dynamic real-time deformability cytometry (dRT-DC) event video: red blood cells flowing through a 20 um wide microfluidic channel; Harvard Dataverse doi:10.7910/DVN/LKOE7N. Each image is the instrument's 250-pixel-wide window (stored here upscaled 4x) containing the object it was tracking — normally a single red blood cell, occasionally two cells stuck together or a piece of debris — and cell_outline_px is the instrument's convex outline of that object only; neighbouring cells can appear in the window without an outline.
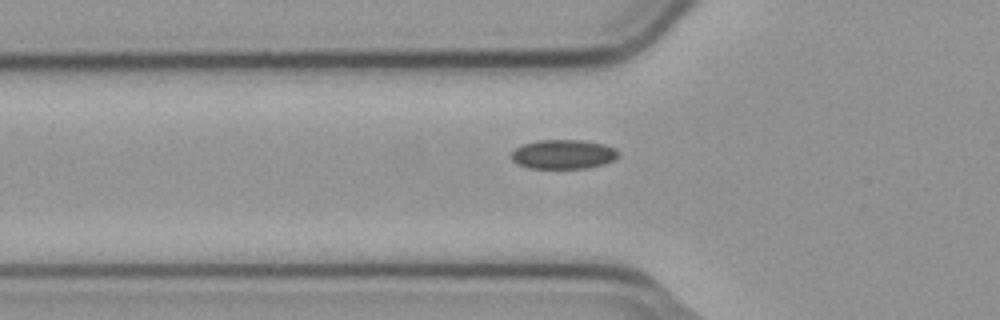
{"species": "common noctule bat (a hibernating species)", "species_latin": "Nyctalus noctula", "temperature_condition": "cold", "stored_images_in_passage": 41, "camera_frame_rate_fps": 3000, "um_per_image_px": 0.085, "animal": {"sex": "male", "body_mass_g": 23.1, "forearm_length_mm": 52.7}, "frame": {"image": 1, "passage_image": 10, "time_ms": 3.0, "image_size_px": [1000, 320], "cell_outline_px": [[620, 156], [616, 160], [604, 164], [584, 168], [528, 168], [512, 160], [512, 152], [516, 148], [524, 144], [536, 140], [580, 140], [604, 144], [616, 148], [620, 152]], "centroid_in_image_um": [47.94, 13.11], "position_along_channel_um": 77.9, "area_um2": 18.32}}
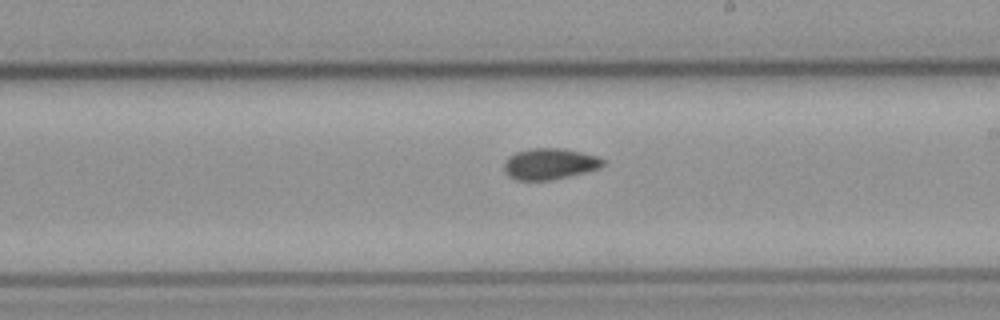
{"frame": {"image": 2, "passage_image": 23, "time_ms": 7.333, "image_size_px": [1000, 320], "cell_outline_px": [[604, 164], [600, 168], [584, 172], [548, 180], [516, 180], [508, 176], [504, 172], [504, 164], [508, 156], [516, 152], [532, 148], [564, 148], [596, 156], [604, 160]], "centroid_in_image_um": [46.68, 13.92], "position_along_channel_um": 242.3, "area_um2": 17.8}}
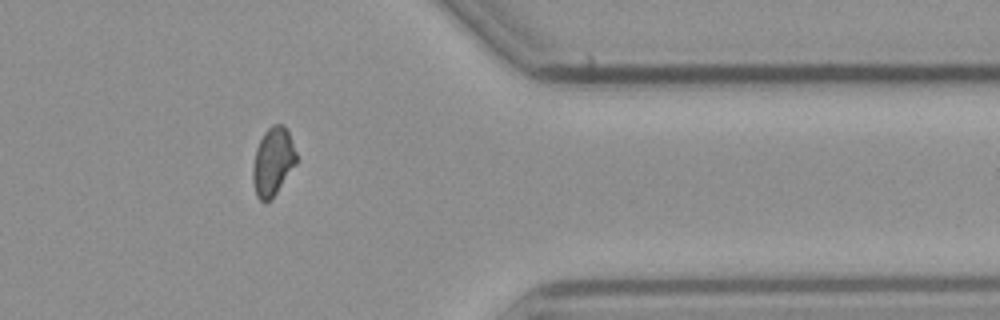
{"frame": {"image": 3, "passage_image": 36, "time_ms": 11.667, "image_size_px": [1000, 320], "cell_outline_px": [[296, 164], [276, 192], [264, 204], [256, 196], [252, 180], [252, 168], [256, 148], [264, 132], [272, 124], [284, 124], [288, 128], [296, 152]], "centroid_in_image_um": [23.19, 13.7], "position_along_channel_um": 388.2, "area_um2": 17.34}}